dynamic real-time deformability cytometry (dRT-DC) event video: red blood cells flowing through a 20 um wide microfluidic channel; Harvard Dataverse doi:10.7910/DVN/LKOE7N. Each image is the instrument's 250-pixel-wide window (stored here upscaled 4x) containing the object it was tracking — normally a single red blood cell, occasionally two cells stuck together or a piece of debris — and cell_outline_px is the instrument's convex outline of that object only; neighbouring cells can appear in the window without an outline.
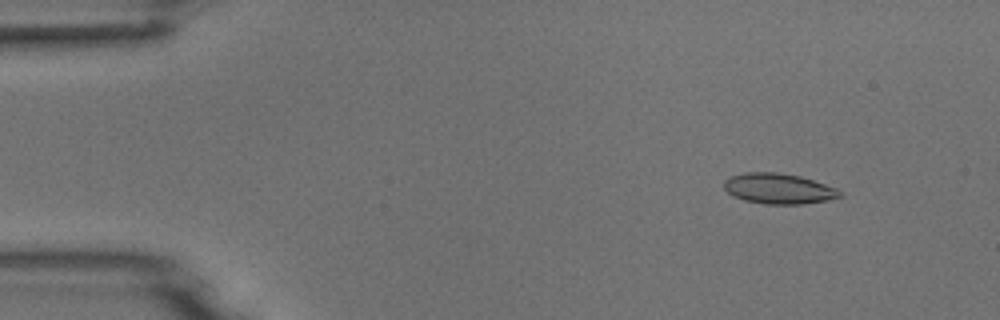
{"species": "common noctule bat (a hibernating species)", "species_latin": "Nyctalus noctula", "temperature_condition": "room temperature", "stored_images_in_passage": 4, "camera_frame_rate_fps": 3000, "um_per_image_px": 0.085, "animal": {"sex": "male", "body_mass_g": 18.8}, "frame": {"image": 1, "passage_image": 2, "time_ms": 1.0, "image_size_px": [1000, 320], "cell_outline_px": [[844, 196], [828, 200], [800, 204], [764, 204], [744, 200], [732, 196], [724, 188], [724, 180], [732, 176], [744, 172], [776, 172], [800, 176], [836, 188], [844, 192]], "centroid_in_image_um": [66.19, 16.04], "position_along_channel_um": 18.8, "area_um2": 20.63}}
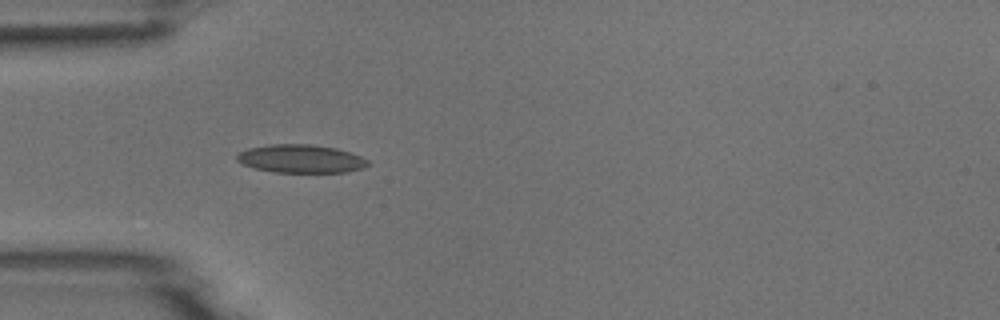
{"frame": {"image": 2, "passage_image": 4, "time_ms": 4.333, "image_size_px": [1000, 320], "cell_outline_px": [[372, 164], [364, 168], [344, 172], [276, 172], [252, 168], [236, 160], [236, 156], [240, 152], [248, 148], [272, 144], [312, 144], [336, 148], [360, 156], [368, 160]], "centroid_in_image_um": [25.59, 13.49], "position_along_channel_um": 59.4, "area_um2": 21.56}}